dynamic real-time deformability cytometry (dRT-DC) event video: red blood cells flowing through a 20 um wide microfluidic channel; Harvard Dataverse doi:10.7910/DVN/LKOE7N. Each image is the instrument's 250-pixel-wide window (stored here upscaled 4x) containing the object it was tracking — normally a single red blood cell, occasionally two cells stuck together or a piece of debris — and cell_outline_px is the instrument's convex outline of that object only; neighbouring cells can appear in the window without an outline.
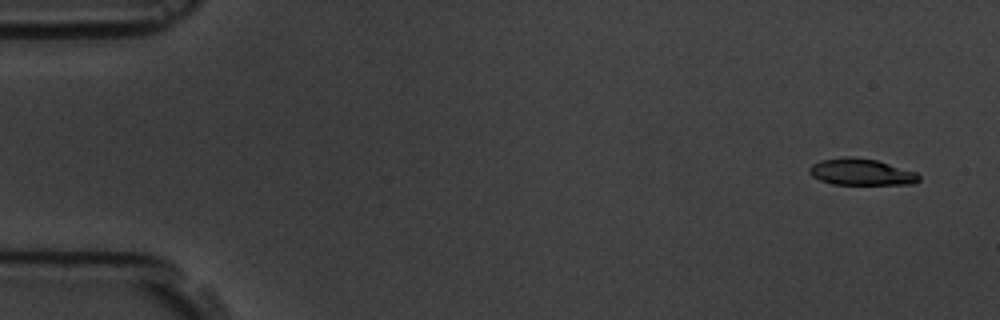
{"species": "common noctule bat (a hibernating species)", "species_latin": "Nyctalus noctula", "temperature_condition": "room temperature", "stored_images_in_passage": 5, "camera_frame_rate_fps": 3000, "um_per_image_px": 0.085, "animal": {"sex": "male", "body_mass_g": 19.5, "forearm_length_mm": 54.6}, "frame": {"image": 1, "passage_image": 1, "time_ms": 0.0, "image_size_px": [1000, 320], "cell_outline_px": [[920, 180], [916, 184], [832, 184], [820, 180], [812, 176], [808, 172], [808, 168], [812, 164], [820, 160], [844, 156], [852, 156], [876, 160], [916, 172], [920, 176]], "centroid_in_image_um": [73.18, 14.61], "position_along_channel_um": 11.8, "area_um2": 17.05}}
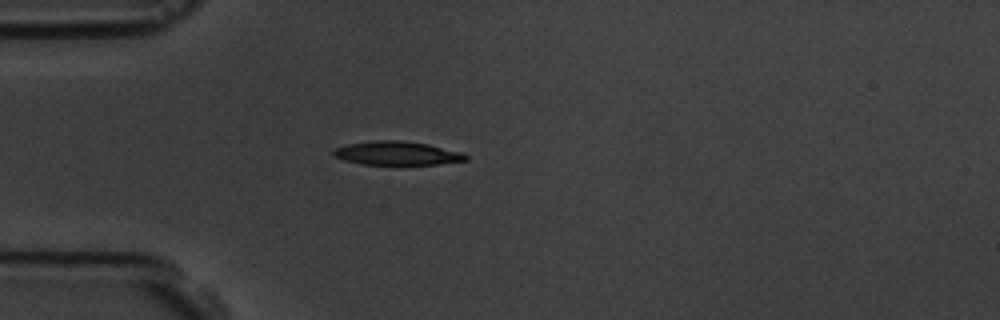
{"frame": {"image": 2, "passage_image": 5, "time_ms": 4.333, "image_size_px": [1000, 320], "cell_outline_px": [[468, 160], [436, 164], [396, 168], [360, 164], [344, 160], [336, 156], [332, 152], [336, 148], [348, 144], [372, 140], [400, 140], [428, 144], [464, 152], [468, 156]], "centroid_in_image_um": [33.78, 13.07], "position_along_channel_um": 51.2, "area_um2": 19.31}}